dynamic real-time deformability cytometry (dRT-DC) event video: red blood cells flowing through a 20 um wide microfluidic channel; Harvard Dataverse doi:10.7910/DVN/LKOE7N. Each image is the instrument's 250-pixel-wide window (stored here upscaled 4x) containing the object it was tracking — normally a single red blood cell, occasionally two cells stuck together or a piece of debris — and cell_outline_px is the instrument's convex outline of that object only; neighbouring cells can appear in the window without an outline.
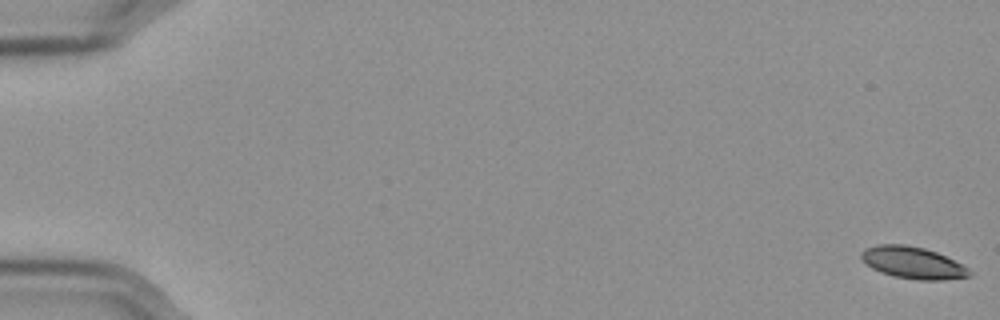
{"species": "Egyptian fruit bat (a non-hibernating species)", "species_latin": "Rousettus aegyptiacus", "temperature_condition": "cold", "stored_images_in_passage": 58, "camera_frame_rate_fps": 3000, "um_per_image_px": 0.085, "frame": {"image": 1, "passage_image": 1, "time_ms": 0.0, "image_size_px": [1000, 320], "cell_outline_px": [[972, 276], [944, 280], [920, 280], [892, 276], [880, 272], [864, 264], [860, 256], [860, 252], [864, 248], [876, 244], [904, 244], [924, 248], [936, 252], [968, 268], [972, 272]], "centroid_in_image_um": [77.53, 22.33], "position_along_channel_um": 7.5, "area_um2": 20.23}}
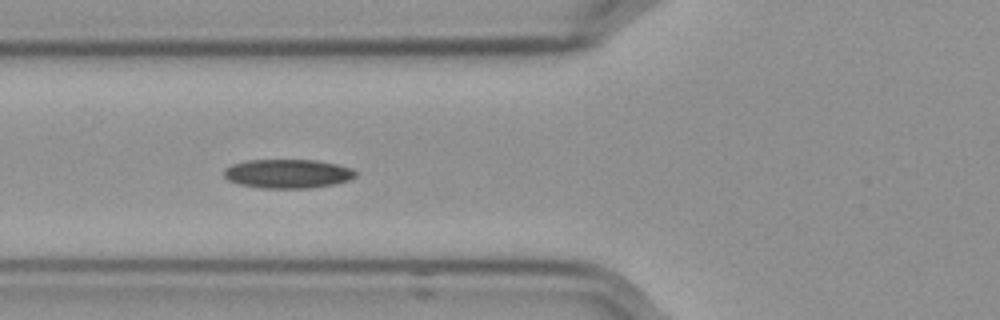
{"frame": {"image": 2, "passage_image": 23, "time_ms": 7.333, "image_size_px": [1000, 320], "cell_outline_px": [[356, 176], [348, 180], [332, 184], [312, 188], [260, 188], [240, 184], [228, 180], [224, 176], [224, 168], [232, 164], [248, 160], [316, 160], [336, 164], [352, 168], [356, 172]], "centroid_in_image_um": [24.44, 14.76], "position_along_channel_um": 101.4, "area_um2": 22.2}}
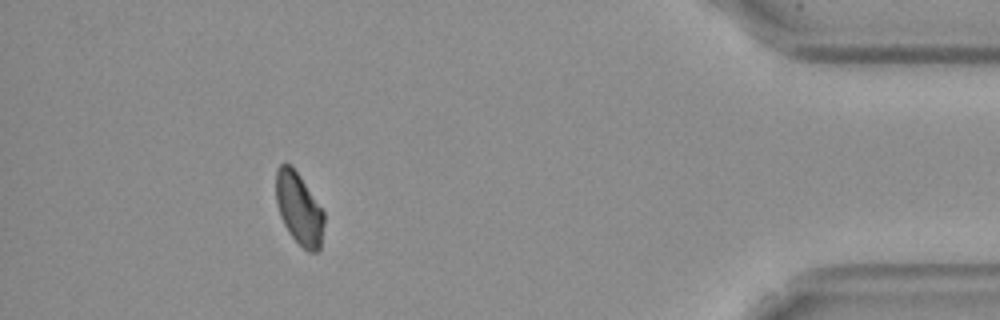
{"frame": {"image": 3, "passage_image": 53, "time_ms": 17.333, "image_size_px": [1000, 320], "cell_outline_px": [[324, 224], [320, 248], [316, 252], [308, 252], [288, 232], [280, 216], [276, 200], [276, 172], [280, 164], [288, 164], [300, 176], [324, 212]], "centroid_in_image_um": [25.42, 17.76], "position_along_channel_um": 409.8, "area_um2": 19.83}}